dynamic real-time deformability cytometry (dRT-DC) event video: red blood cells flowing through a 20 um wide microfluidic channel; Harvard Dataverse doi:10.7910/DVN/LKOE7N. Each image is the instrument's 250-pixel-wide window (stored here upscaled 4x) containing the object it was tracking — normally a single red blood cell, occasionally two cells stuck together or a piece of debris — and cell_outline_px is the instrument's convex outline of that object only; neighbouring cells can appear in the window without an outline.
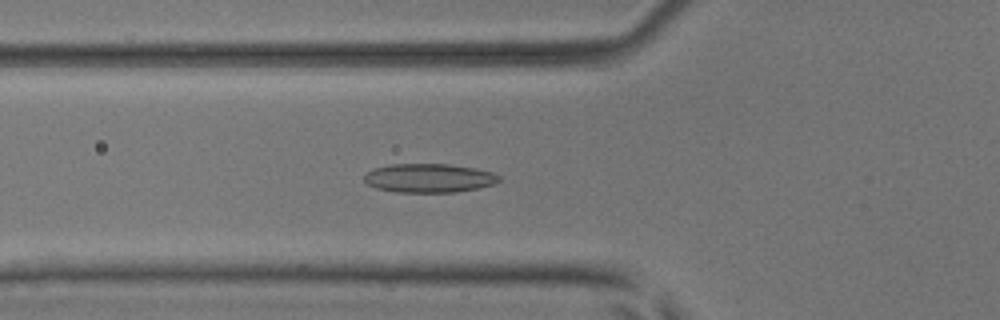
{"species": "common noctule bat (a hibernating species)", "species_latin": "Nyctalus noctula", "temperature_condition": "room temperature", "stored_images_in_passage": 54, "camera_frame_rate_fps": 3000, "um_per_image_px": 0.085, "animal": {"sex": "male", "body_mass_g": 17.9, "forearm_length_mm": 54.2}, "frame": {"image": 1, "passage_image": 20, "time_ms": 6.333, "image_size_px": [1000, 320], "cell_outline_px": [[500, 180], [492, 184], [476, 188], [456, 192], [396, 192], [376, 188], [368, 184], [364, 180], [364, 176], [368, 172], [376, 168], [388, 164], [448, 164], [476, 168], [492, 172], [500, 176]], "centroid_in_image_um": [36.46, 15.13], "position_along_channel_um": 89.3, "area_um2": 22.54}}
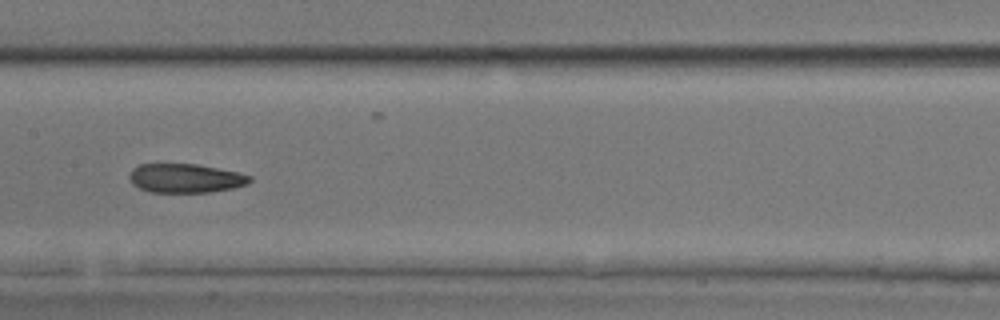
{"frame": {"image": 2, "passage_image": 28, "time_ms": 9.0, "image_size_px": [1000, 320], "cell_outline_px": [[252, 180], [248, 184], [232, 188], [208, 192], [152, 192], [140, 188], [132, 184], [128, 176], [132, 168], [140, 164], [196, 164], [236, 172], [252, 176]], "centroid_in_image_um": [15.74, 15.15], "position_along_channel_um": 191.7, "area_um2": 20.23}}
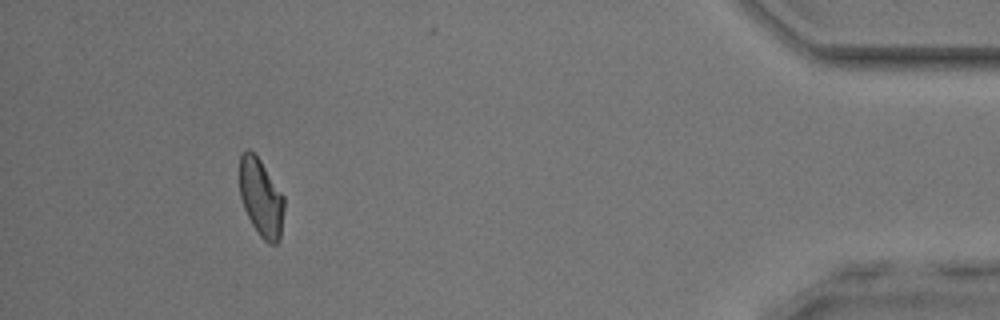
{"frame": {"image": 3, "passage_image": 50, "time_ms": 16.333, "image_size_px": [1000, 320], "cell_outline_px": [[284, 208], [280, 240], [276, 244], [268, 244], [260, 236], [252, 224], [244, 208], [240, 196], [240, 156], [248, 148], [260, 160], [284, 196]], "centroid_in_image_um": [22.2, 16.84], "position_along_channel_um": 413.0, "area_um2": 20.06}, "authors_computed_cell_mechanics": {"area_um2": 21.1548, "velocity_mm_per_s": 3.8335, "shape_relaxation_time_tau1_ms": null, "shape_relaxation_time_tau2_ms": 4.2154, "deformation_change_tau1": null, "deformation_change_tau2": 0.1108}}